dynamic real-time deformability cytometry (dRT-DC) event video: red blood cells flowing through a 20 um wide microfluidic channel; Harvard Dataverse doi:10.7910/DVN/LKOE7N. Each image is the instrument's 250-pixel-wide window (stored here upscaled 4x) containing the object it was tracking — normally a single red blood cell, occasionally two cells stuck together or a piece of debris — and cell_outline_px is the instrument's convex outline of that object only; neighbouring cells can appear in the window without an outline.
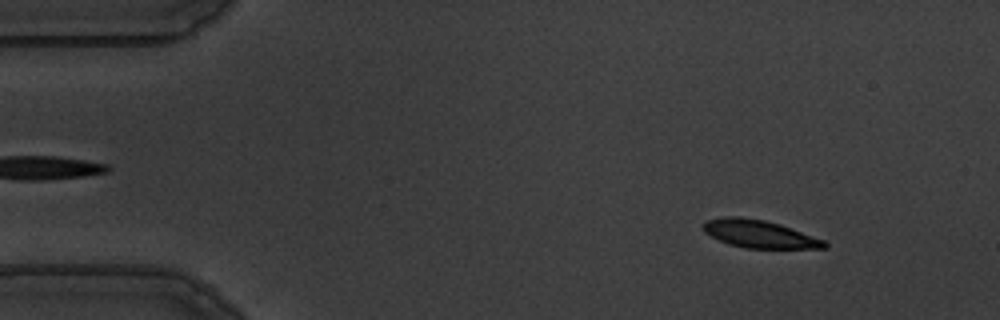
{"species": "common noctule bat (a hibernating species)", "species_latin": "Nyctalus noctula", "temperature_condition": "warm", "stored_images_in_passage": 55, "camera_frame_rate_fps": 3000, "um_per_image_px": 0.085, "animal": {"sex": "male", "body_mass_g": 19.5, "forearm_length_mm": 54.6}, "frame": {"image": 1, "passage_image": 6, "time_ms": 1.667, "image_size_px": [1000, 320], "cell_outline_px": [[828, 248], [744, 248], [728, 244], [704, 232], [700, 224], [704, 220], [724, 216], [740, 216], [764, 220], [780, 224], [824, 240], [828, 244]], "centroid_in_image_um": [64.49, 19.87], "position_along_channel_um": 20.5, "area_um2": 19.71}}
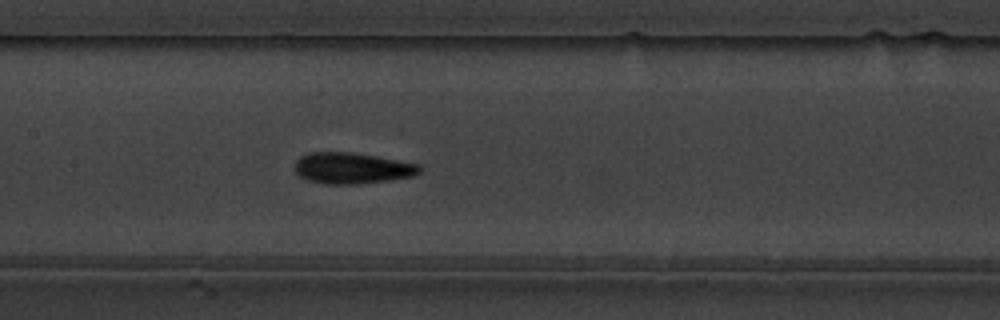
{"frame": {"image": 2, "passage_image": 26, "time_ms": 8.333, "image_size_px": [1000, 320], "cell_outline_px": [[424, 168], [420, 172], [412, 176], [388, 180], [360, 184], [324, 184], [304, 180], [296, 172], [296, 160], [300, 156], [308, 152], [352, 152], [376, 156], [420, 164]], "centroid_in_image_um": [29.92, 14.29], "position_along_channel_um": 177.5, "area_um2": 22.83}}
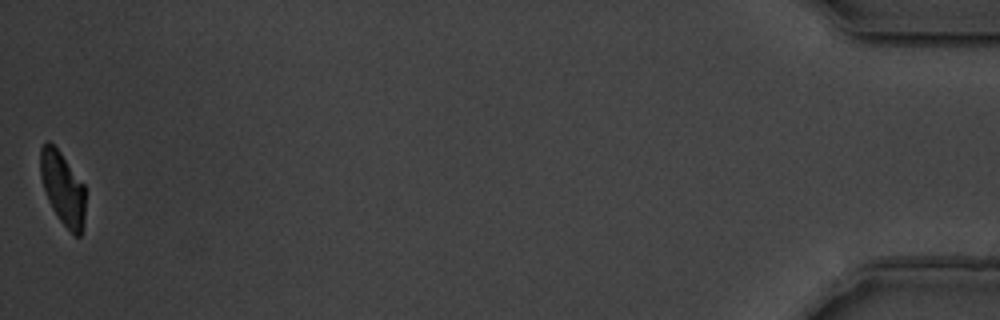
{"frame": {"image": 3, "passage_image": 55, "time_ms": 18.0, "image_size_px": [1000, 320], "cell_outline_px": [[84, 220], [80, 236], [76, 236], [60, 220], [52, 208], [48, 200], [40, 176], [40, 148], [48, 140], [60, 152], [84, 184]], "centroid_in_image_um": [5.32, 15.98], "position_along_channel_um": 429.9, "area_um2": 18.79}, "authors_computed_cell_mechanics": {"area_um2": 21.5016, "velocity_mm_per_s": 3.6067, "shape_relaxation_time_tau1_ms": 3.3589, "shape_relaxation_time_tau2_ms": 1.7142, "deformation_change_tau1": 0.1662, "deformation_change_tau2": 0.0765}}